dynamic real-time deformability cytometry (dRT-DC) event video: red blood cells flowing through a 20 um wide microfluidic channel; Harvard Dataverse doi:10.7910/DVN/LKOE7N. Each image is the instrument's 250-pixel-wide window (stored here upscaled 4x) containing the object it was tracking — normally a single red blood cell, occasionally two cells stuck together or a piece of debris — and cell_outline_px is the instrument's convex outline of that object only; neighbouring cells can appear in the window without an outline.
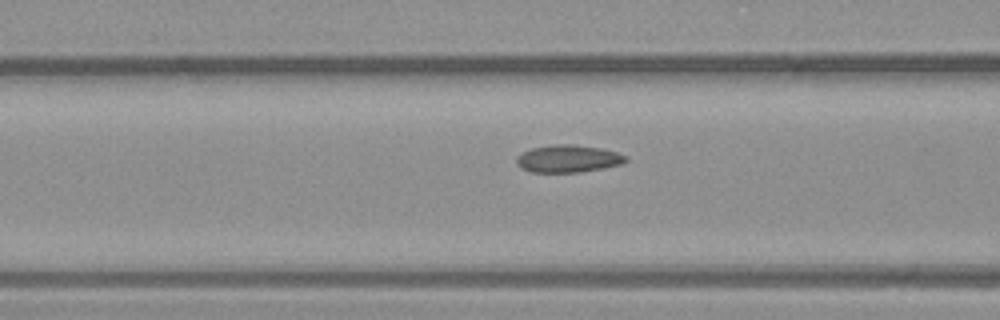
{"species": "common noctule bat (a hibernating species)", "species_latin": "Nyctalus noctula", "temperature_condition": "warm", "stored_images_in_passage": 7, "camera_frame_rate_fps": 3000, "um_per_image_px": 0.085, "animal": {"sex": "male", "body_mass_g": 23.1, "forearm_length_mm": 52.7}, "frame": {"image": 1, "passage_image": 5, "time_ms": 1.333, "image_size_px": [1000, 320], "cell_outline_px": [[628, 160], [624, 164], [604, 168], [580, 172], [532, 172], [520, 168], [516, 164], [516, 156], [532, 148], [552, 144], [572, 144], [600, 148], [616, 152], [628, 156]], "centroid_in_image_um": [48.31, 13.49], "position_along_channel_um": 118.3, "area_um2": 17.63}}